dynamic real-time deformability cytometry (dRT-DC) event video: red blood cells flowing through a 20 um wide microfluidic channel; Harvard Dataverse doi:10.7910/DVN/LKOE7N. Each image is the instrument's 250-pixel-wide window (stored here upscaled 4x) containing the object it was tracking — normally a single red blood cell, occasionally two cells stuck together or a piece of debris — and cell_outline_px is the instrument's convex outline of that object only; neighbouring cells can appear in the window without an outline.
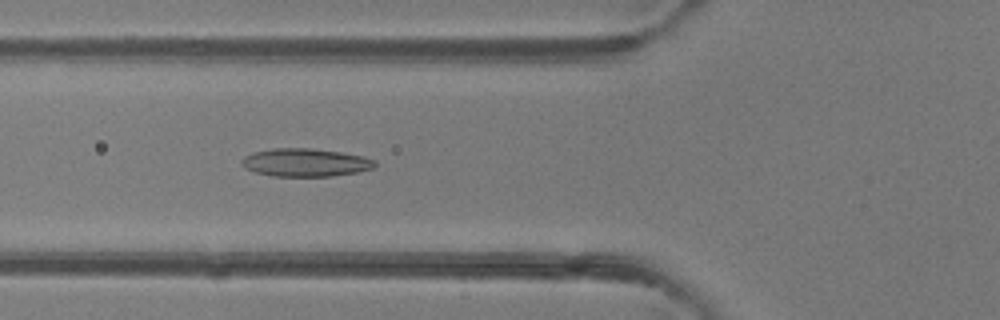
{"species": "common noctule bat (a hibernating species)", "species_latin": "Nyctalus noctula", "temperature_condition": "room temperature", "stored_images_in_passage": 34, "camera_frame_rate_fps": 3000, "um_per_image_px": 0.085, "animal": {"sex": "female"}, "frame": {"image": 1, "passage_image": 3, "time_ms": 0.667, "image_size_px": [1000, 320], "cell_outline_px": [[376, 164], [372, 168], [356, 172], [332, 176], [272, 176], [256, 172], [244, 168], [240, 164], [240, 160], [244, 156], [252, 152], [272, 148], [312, 148], [340, 152], [364, 156], [376, 160]], "centroid_in_image_um": [25.92, 13.8], "position_along_channel_um": 99.9, "area_um2": 21.91}}
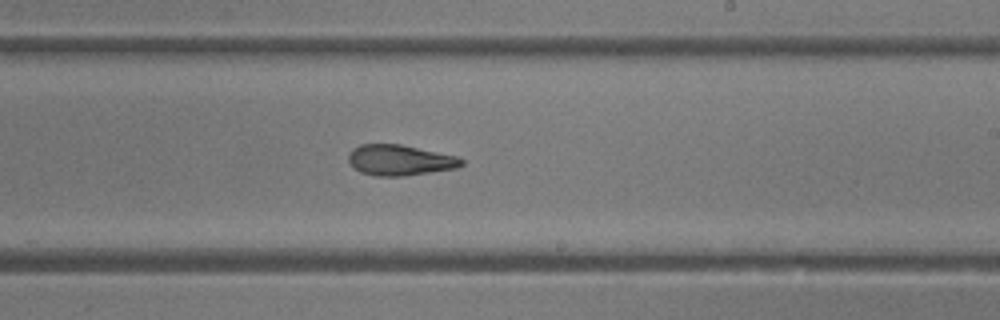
{"frame": {"image": 2, "passage_image": 14, "time_ms": 4.333, "image_size_px": [1000, 320], "cell_outline_px": [[464, 164], [456, 168], [404, 176], [376, 176], [360, 172], [352, 168], [348, 160], [348, 156], [352, 148], [360, 144], [400, 144], [460, 156], [464, 160]], "centroid_in_image_um": [33.99, 13.61], "position_along_channel_um": 255.0, "area_um2": 20.46}}
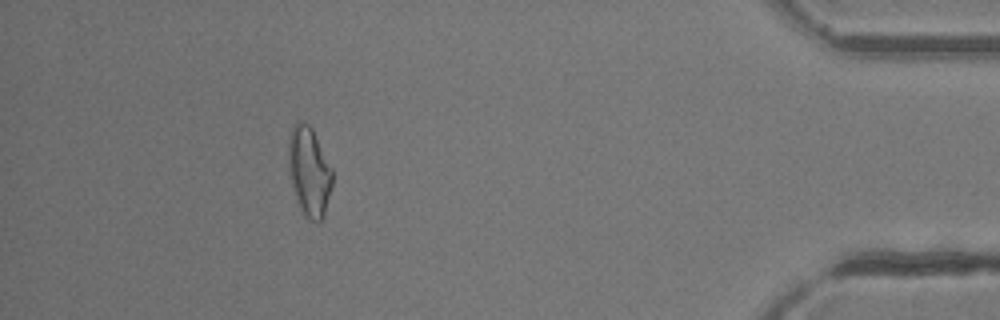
{"frame": {"image": 3, "passage_image": 29, "time_ms": 9.333, "image_size_px": [1000, 320], "cell_outline_px": [[332, 184], [324, 216], [320, 220], [312, 220], [300, 208], [292, 188], [288, 164], [288, 140], [292, 128], [300, 120], [308, 124], [312, 128], [332, 168]], "centroid_in_image_um": [26.27, 14.54], "position_along_channel_um": 408.9, "area_um2": 22.54}, "authors_computed_cell_mechanics": {"area_um2": 20.9814, "velocity_mm_per_s": 4.2154, "shape_relaxation_time_tau1_ms": 8.5835, "shape_relaxation_time_tau2_ms": 3.4672, "deformation_change_tau1": 0.2057, "deformation_change_tau2": 0.1227}}